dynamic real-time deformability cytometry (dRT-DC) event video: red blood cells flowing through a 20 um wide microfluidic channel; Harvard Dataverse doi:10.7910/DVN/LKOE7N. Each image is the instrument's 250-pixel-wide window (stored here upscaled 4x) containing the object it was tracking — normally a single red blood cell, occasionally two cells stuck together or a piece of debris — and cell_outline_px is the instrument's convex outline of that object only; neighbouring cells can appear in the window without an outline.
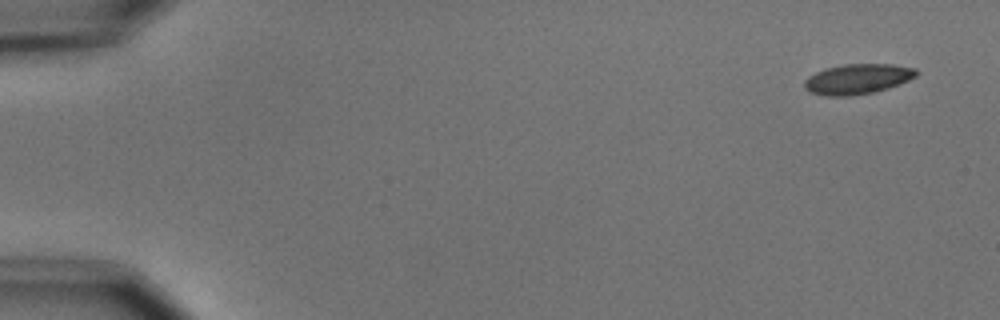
{"species": "common noctule bat (a hibernating species)", "species_latin": "Nyctalus noctula", "temperature_condition": "cold", "stored_images_in_passage": 4, "camera_frame_rate_fps": 3000, "um_per_image_px": 0.085, "animal": {"sex": "male", "body_mass_g": 15.6}, "frame": {"image": 1, "passage_image": 1, "time_ms": 0.0, "image_size_px": [1000, 320], "cell_outline_px": [[920, 72], [916, 76], [908, 80], [888, 88], [872, 92], [852, 96], [828, 96], [812, 92], [804, 88], [804, 80], [808, 76], [816, 72], [828, 68], [844, 64], [892, 64], [916, 68]], "centroid_in_image_um": [72.91, 6.71], "position_along_channel_um": 12.1, "area_um2": 19.59}}
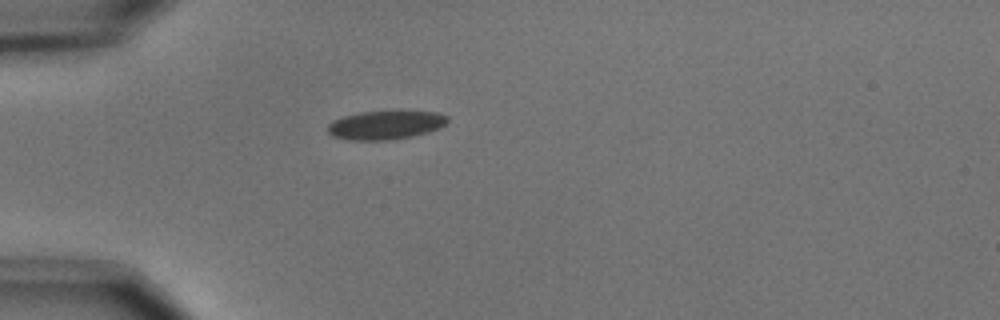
{"frame": {"image": 2, "passage_image": 4, "time_ms": 4.333, "image_size_px": [1000, 320], "cell_outline_px": [[448, 120], [440, 128], [428, 132], [412, 136], [388, 140], [348, 140], [332, 136], [328, 132], [328, 124], [332, 120], [344, 116], [360, 112], [396, 108], [400, 108], [436, 112], [448, 116]], "centroid_in_image_um": [32.8, 10.57], "position_along_channel_um": 52.2, "area_um2": 20.98}}